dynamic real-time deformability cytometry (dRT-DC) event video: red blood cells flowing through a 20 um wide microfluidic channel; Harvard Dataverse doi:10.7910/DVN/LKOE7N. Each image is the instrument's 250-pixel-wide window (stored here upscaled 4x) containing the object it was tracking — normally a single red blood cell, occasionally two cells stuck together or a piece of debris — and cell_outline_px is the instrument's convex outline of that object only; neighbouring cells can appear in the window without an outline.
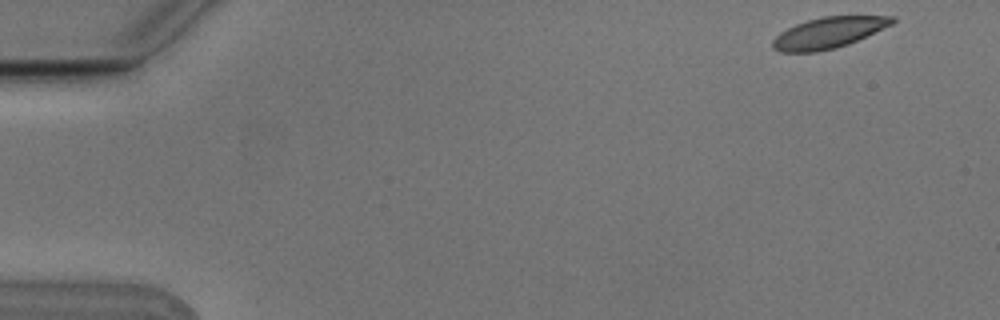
{"species": "Egyptian fruit bat (a non-hibernating species)", "species_latin": "Rousettus aegyptiacus", "temperature_condition": "cold", "stored_images_in_passage": 6, "camera_frame_rate_fps": 3000, "um_per_image_px": 0.085, "animal": {"sex": "male"}, "frame": {"image": 1, "passage_image": 1, "time_ms": 0.0, "image_size_px": [1000, 320], "cell_outline_px": [[896, 20], [892, 24], [848, 44], [836, 48], [816, 52], [780, 52], [772, 48], [772, 40], [780, 32], [796, 24], [808, 20], [824, 16], [896, 16]], "centroid_in_image_um": [70.4, 2.79], "position_along_channel_um": 14.6, "area_um2": 21.44}}
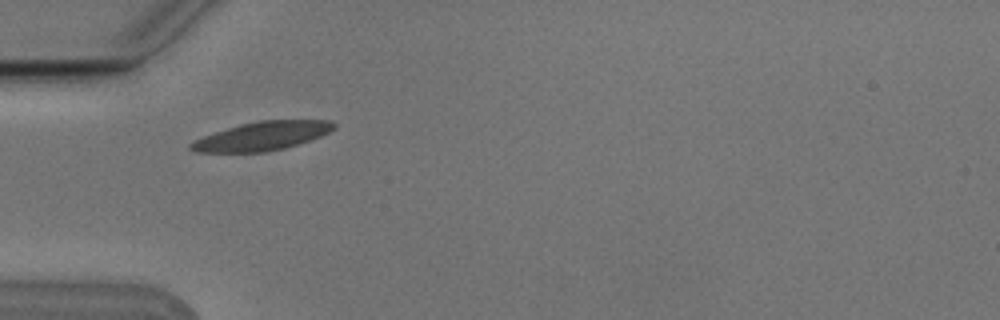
{"frame": {"image": 2, "passage_image": 5, "time_ms": 1.333, "image_size_px": [1000, 320], "cell_outline_px": [[336, 128], [320, 136], [284, 148], [264, 152], [196, 152], [188, 148], [188, 144], [204, 136], [240, 124], [260, 120], [332, 120], [336, 124]], "centroid_in_image_um": [22.28, 11.56], "position_along_channel_um": 62.7, "area_um2": 23.64}}